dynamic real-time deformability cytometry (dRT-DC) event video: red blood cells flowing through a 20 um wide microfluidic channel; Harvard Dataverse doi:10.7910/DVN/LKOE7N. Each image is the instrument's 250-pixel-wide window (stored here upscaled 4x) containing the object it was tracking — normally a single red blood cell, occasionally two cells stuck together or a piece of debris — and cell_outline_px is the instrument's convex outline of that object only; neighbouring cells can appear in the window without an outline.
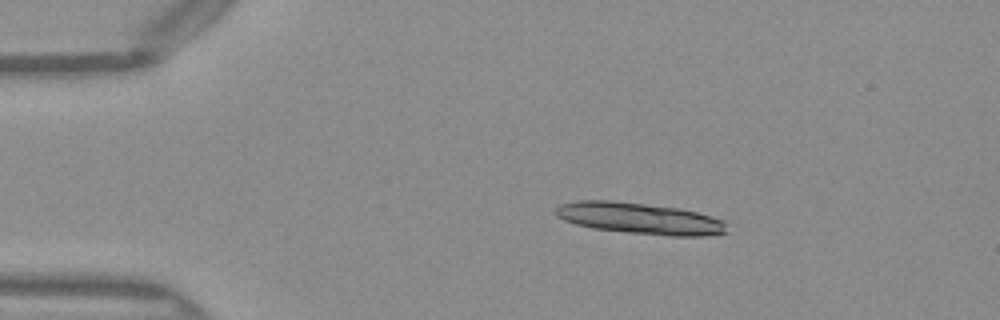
{"species": "Egyptian fruit bat (a non-hibernating species)", "species_latin": "Rousettus aegyptiacus", "temperature_condition": "warm", "stored_images_in_passage": 42, "segment_of_instrument_passage": [1, 2], "camera_frame_rate_fps": 3000, "um_per_image_px": 0.085, "frame": {"image": 1, "passage_image": 1, "time_ms": 0.0, "image_size_px": [1000, 320], "cell_outline_px": [[728, 232], [704, 236], [668, 236], [628, 232], [592, 228], [576, 224], [564, 220], [556, 216], [552, 212], [560, 204], [576, 200], [612, 200], [676, 208], [696, 212], [724, 220]], "centroid_in_image_um": [54.34, 18.56], "position_along_channel_um": 30.7, "area_um2": 31.27}}